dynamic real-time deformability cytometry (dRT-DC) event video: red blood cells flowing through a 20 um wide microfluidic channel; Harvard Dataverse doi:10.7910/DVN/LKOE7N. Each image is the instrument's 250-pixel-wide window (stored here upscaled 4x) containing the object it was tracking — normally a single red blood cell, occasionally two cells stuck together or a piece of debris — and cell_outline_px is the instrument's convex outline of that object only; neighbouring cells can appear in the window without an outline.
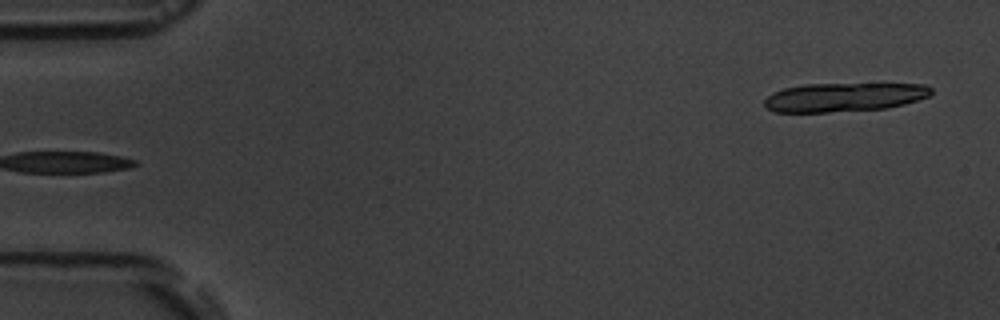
{"species": "common noctule bat (a hibernating species)", "species_latin": "Nyctalus noctula", "temperature_condition": "room temperature", "stored_images_in_passage": 6, "segment_of_instrument_passage": [2, 2], "camera_frame_rate_fps": 3000, "um_per_image_px": 0.085, "animal": {"sex": "male", "body_mass_g": 19.5, "forearm_length_mm": 54.6}, "frame": {"image": 1, "passage_image": 6, "time_ms": 5.667, "image_size_px": [1000, 320], "cell_outline_px": [[932, 92], [928, 96], [904, 104], [888, 108], [828, 112], [776, 112], [764, 108], [764, 100], [772, 92], [784, 88], [804, 84], [924, 84], [932, 88]], "centroid_in_image_um": [71.7, 8.26], "position_along_channel_um": 13.3, "area_um2": 28.03}}